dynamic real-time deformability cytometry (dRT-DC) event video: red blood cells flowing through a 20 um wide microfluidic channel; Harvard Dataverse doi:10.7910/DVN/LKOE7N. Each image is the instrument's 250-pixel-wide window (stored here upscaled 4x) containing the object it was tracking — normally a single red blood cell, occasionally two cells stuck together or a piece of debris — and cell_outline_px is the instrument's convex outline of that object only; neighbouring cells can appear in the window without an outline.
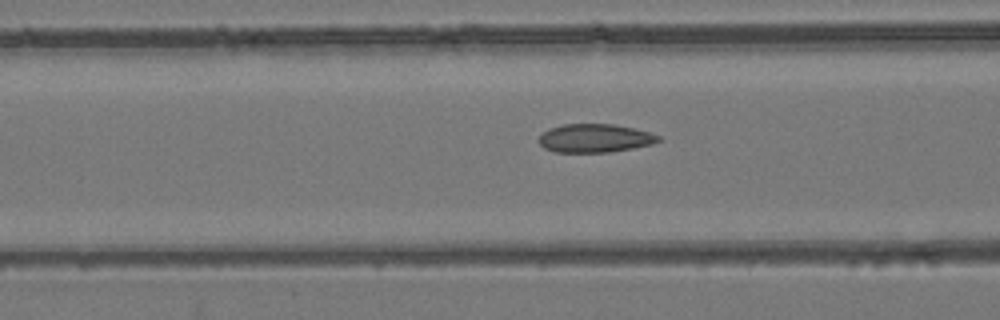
{"species": "common noctule bat (a hibernating species)", "species_latin": "Nyctalus noctula", "temperature_condition": "room temperature", "stored_images_in_passage": 36, "camera_frame_rate_fps": 3000, "um_per_image_px": 0.085, "animal": {"sex": "female", "body_mass_g": 24.6, "forearm_length_mm": 56.2}, "frame": {"image": 1, "passage_image": 22, "time_ms": 7.0, "image_size_px": [1000, 320], "cell_outline_px": [[664, 140], [652, 144], [632, 148], [608, 152], [556, 152], [544, 148], [536, 140], [548, 128], [564, 124], [612, 124], [632, 128], [648, 132], [660, 136]], "centroid_in_image_um": [50.55, 11.75], "position_along_channel_um": 116.1, "area_um2": 19.83}}
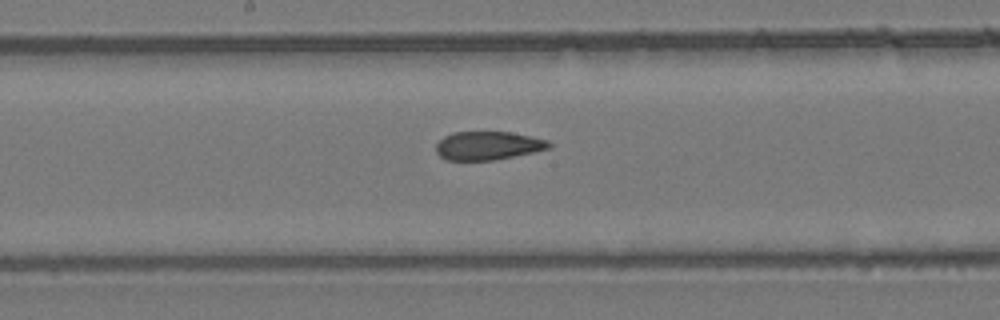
{"frame": {"image": 2, "passage_image": 29, "time_ms": 9.333, "image_size_px": [1000, 320], "cell_outline_px": [[552, 148], [492, 160], [448, 160], [440, 156], [436, 152], [436, 144], [444, 136], [452, 132], [512, 132], [548, 140], [552, 144]], "centroid_in_image_um": [41.48, 12.37], "position_along_channel_um": 206.7, "area_um2": 18.67}}
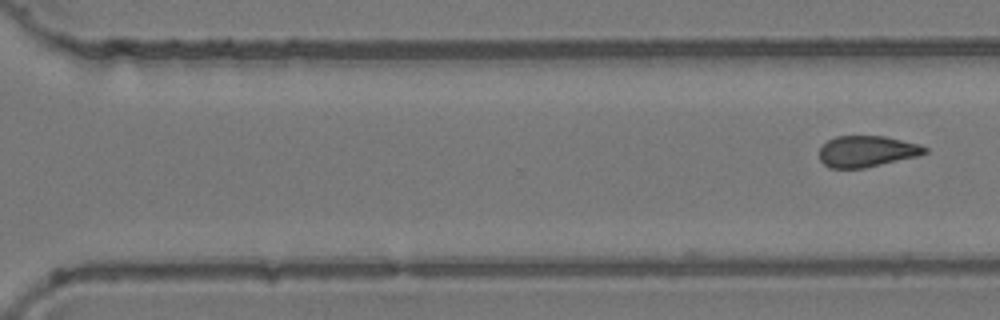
{"frame": {"image": 3, "passage_image": 36, "time_ms": 11.667, "image_size_px": [1000, 320], "cell_outline_px": [[928, 152], [920, 156], [864, 168], [828, 168], [820, 160], [820, 148], [828, 140], [836, 136], [884, 136], [920, 144], [928, 148]], "centroid_in_image_um": [73.71, 12.87], "position_along_channel_um": 296.9, "area_um2": 19.31}}